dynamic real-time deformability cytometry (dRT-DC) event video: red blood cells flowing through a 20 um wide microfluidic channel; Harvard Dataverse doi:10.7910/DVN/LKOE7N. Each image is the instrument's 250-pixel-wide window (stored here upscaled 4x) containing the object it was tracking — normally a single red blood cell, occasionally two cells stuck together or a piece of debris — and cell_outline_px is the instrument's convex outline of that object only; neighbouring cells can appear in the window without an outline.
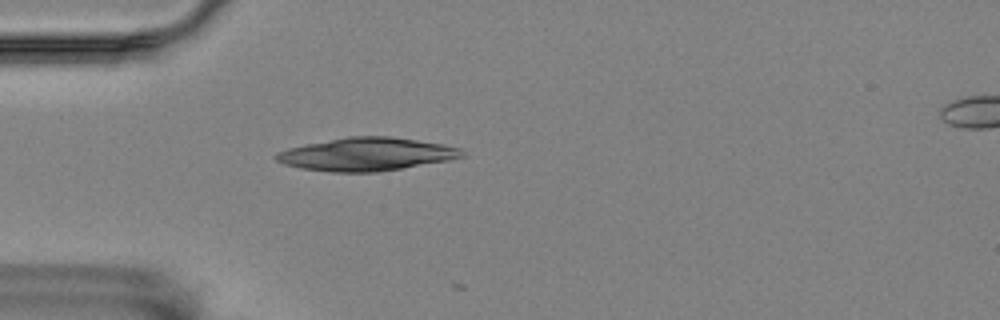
{"species": "Egyptian fruit bat (a non-hibernating species)", "species_latin": "Rousettus aegyptiacus", "temperature_condition": "room temperature", "stored_images_in_passage": 3, "camera_frame_rate_fps": 3000, "um_per_image_px": 0.085, "animal": {"sex": "female"}, "frame": {"image": 1, "passage_image": 1, "time_ms": 0.0, "image_size_px": [1000, 320], "cell_outline_px": [[464, 156], [448, 160], [376, 172], [332, 172], [300, 168], [284, 164], [276, 160], [272, 156], [276, 152], [288, 148], [348, 136], [388, 136], [444, 144], [464, 148]], "centroid_in_image_um": [31.14, 13.11], "position_along_channel_um": 53.9, "area_um2": 35.66}}